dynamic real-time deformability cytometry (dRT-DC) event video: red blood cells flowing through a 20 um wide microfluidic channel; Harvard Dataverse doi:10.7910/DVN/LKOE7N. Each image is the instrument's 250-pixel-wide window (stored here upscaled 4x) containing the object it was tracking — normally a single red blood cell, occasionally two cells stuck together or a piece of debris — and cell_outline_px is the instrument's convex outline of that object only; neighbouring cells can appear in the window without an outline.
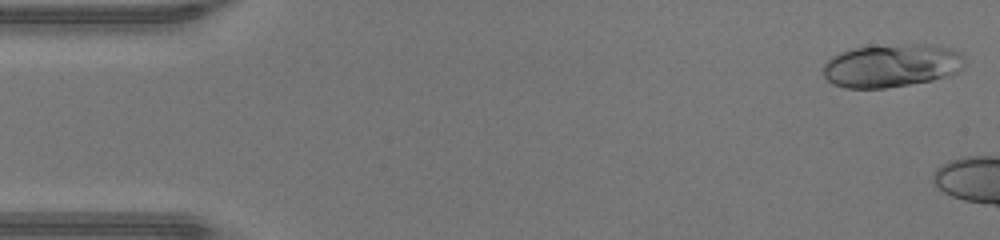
{"species": "human", "species_latin": "Homo sapiens", "temperature_condition": "warm", "stored_images_in_passage": 5, "camera_frame_rate_fps": 3000, "um_per_image_px": 0.085, "donor": {"sex": "male"}, "frame": {"image": 1, "passage_image": 1, "time_ms": 0.0, "image_size_px": [1000, 240], "cell_outline_px": [[964, 68], [948, 76], [932, 80], [884, 88], [848, 88], [832, 84], [824, 76], [824, 64], [832, 56], [840, 52], [852, 48], [904, 44], [940, 44], [964, 52]], "centroid_in_image_um": [75.85, 5.55], "position_along_channel_um": 9.2, "area_um2": 35.95}}